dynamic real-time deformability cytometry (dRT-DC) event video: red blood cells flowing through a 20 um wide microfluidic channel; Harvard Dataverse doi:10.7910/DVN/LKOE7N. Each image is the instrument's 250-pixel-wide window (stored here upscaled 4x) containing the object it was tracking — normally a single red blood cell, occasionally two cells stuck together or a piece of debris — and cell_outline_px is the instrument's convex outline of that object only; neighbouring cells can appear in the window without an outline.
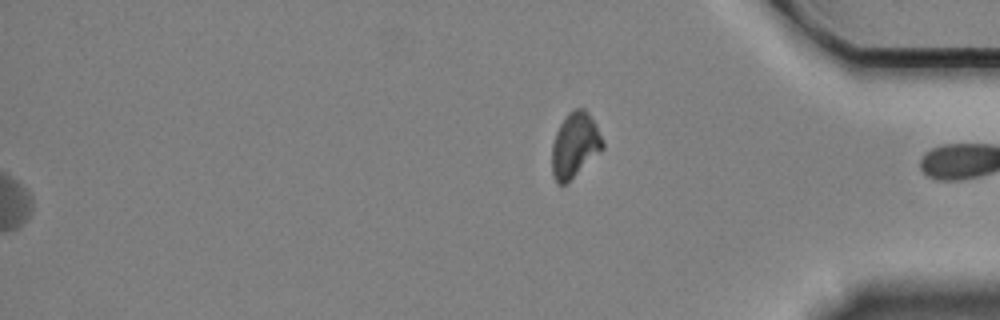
{"species": "Egyptian fruit bat (a non-hibernating species)", "species_latin": "Rousettus aegyptiacus", "temperature_condition": "cold", "stored_images_in_passage": 60, "segment_of_instrument_passage": [2, 2], "camera_frame_rate_fps": 3000, "um_per_image_px": 0.085, "animal": {"sex": "female"}, "frame": {"image": 1, "passage_image": 60, "time_ms": 19.667, "image_size_px": [1000, 320], "cell_outline_px": [[604, 148], [564, 184], [556, 184], [552, 176], [552, 144], [556, 132], [560, 124], [568, 112], [572, 108], [584, 108], [588, 112], [596, 124], [604, 144]], "centroid_in_image_um": [48.84, 12.3], "position_along_channel_um": 386.4, "area_um2": 19.02}}